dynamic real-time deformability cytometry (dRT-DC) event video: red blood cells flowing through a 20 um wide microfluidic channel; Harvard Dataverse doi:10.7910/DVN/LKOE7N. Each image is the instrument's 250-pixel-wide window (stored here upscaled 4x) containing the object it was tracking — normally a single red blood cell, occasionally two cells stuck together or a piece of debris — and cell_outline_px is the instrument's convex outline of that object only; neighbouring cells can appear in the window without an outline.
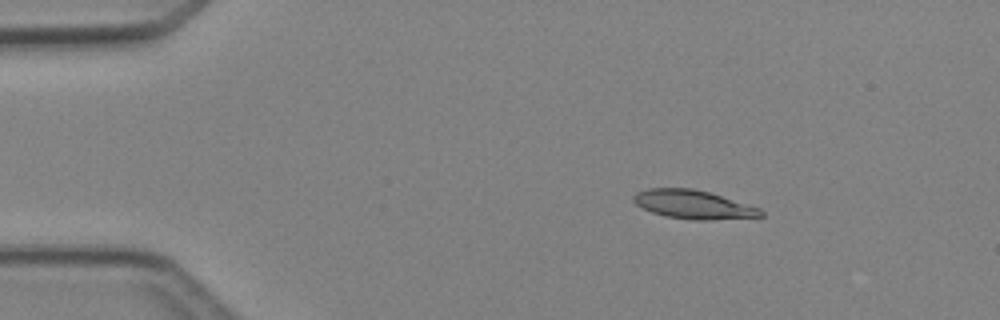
{"species": "Egyptian fruit bat (a non-hibernating species)", "species_latin": "Rousettus aegyptiacus", "temperature_condition": "cold", "stored_images_in_passage": 41, "camera_frame_rate_fps": 3000, "um_per_image_px": 0.085, "animal": {"sex": "female"}, "frame": {"image": 1, "passage_image": 1, "time_ms": 0.0, "image_size_px": [1000, 320], "cell_outline_px": [[760, 216], [672, 216], [656, 212], [640, 204], [636, 200], [644, 192], [660, 188], [684, 188], [704, 192], [752, 208]], "centroid_in_image_um": [58.78, 17.31], "position_along_channel_um": 26.2, "area_um2": 16.99}}
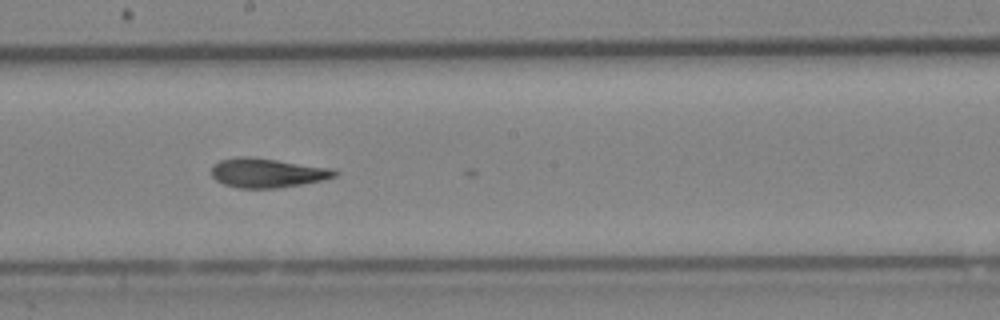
{"frame": {"image": 2, "passage_image": 20, "time_ms": 6.333, "image_size_px": [1000, 320], "cell_outline_px": [[336, 172], [332, 176], [292, 184], [256, 188], [232, 184], [220, 180], [216, 176], [216, 164], [228, 160], [268, 160]], "centroid_in_image_um": [22.64, 14.73], "position_along_channel_um": 225.6, "area_um2": 16.76}}
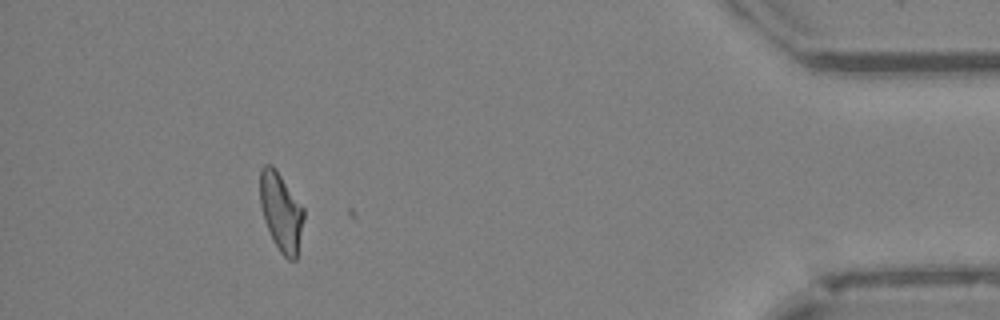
{"frame": {"image": 3, "passage_image": 37, "time_ms": 12.0, "image_size_px": [1000, 320], "cell_outline_px": [[304, 216], [296, 256], [292, 260], [276, 244], [272, 236], [264, 216], [260, 196], [260, 172], [272, 168], [276, 172], [304, 212]], "centroid_in_image_um": [23.89, 18.06], "position_along_channel_um": 411.3, "area_um2": 17.69}, "authors_computed_cell_mechanics": {"area_um2": 17.7446, "velocity_mm_per_s": 4.2709, "shape_relaxation_time_tau1_ms": 9.3989, "shape_relaxation_time_tau2_ms": 3.9037, "deformation_change_tau1": 0.2588, "deformation_change_tau2": 0.1215}}